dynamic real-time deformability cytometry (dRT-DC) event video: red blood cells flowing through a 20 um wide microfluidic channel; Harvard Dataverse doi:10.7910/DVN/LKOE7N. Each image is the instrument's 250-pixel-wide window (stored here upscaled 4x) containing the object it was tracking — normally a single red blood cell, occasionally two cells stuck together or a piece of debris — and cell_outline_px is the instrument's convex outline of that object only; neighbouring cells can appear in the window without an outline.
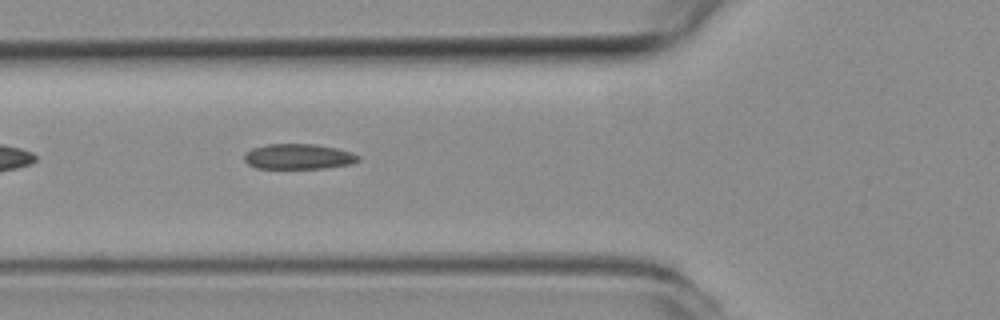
{"species": "common noctule bat (a hibernating species)", "species_latin": "Nyctalus noctula", "temperature_condition": "room temperature", "stored_images_in_passage": 36, "camera_frame_rate_fps": 3000, "um_per_image_px": 0.085, "animal": {"sex": "female", "body_mass_g": 19.3, "forearm_length_mm": 54.1}, "frame": {"image": 1, "passage_image": 6, "time_ms": 1.667, "image_size_px": [1000, 320], "cell_outline_px": [[360, 160], [352, 164], [324, 168], [256, 168], [248, 164], [244, 160], [244, 152], [252, 148], [268, 144], [316, 144], [336, 148], [352, 152], [360, 156]], "centroid_in_image_um": [25.37, 13.3], "position_along_channel_um": 100.4, "area_um2": 16.94}}
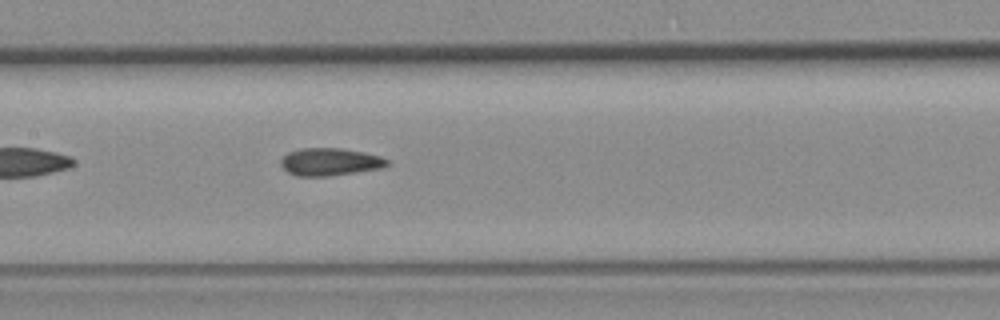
{"frame": {"image": 2, "passage_image": 12, "time_ms": 3.667, "image_size_px": [1000, 320], "cell_outline_px": [[388, 164], [380, 168], [328, 176], [296, 176], [288, 172], [280, 164], [280, 160], [288, 152], [304, 148], [340, 148], [364, 152], [380, 156], [388, 160]], "centroid_in_image_um": [28.01, 13.75], "position_along_channel_um": 179.4, "area_um2": 16.88}}
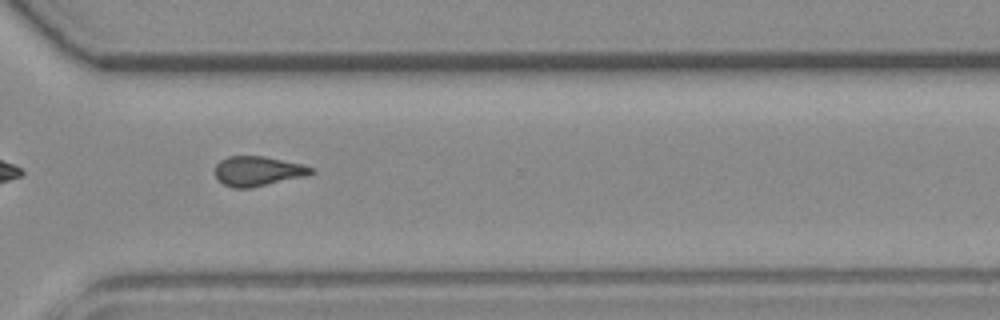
{"frame": {"image": 3, "passage_image": 25, "time_ms": 8.0, "image_size_px": [1000, 320], "cell_outline_px": [[316, 172], [304, 176], [252, 188], [232, 188], [224, 184], [216, 176], [216, 164], [220, 160], [228, 156], [264, 156], [300, 164], [312, 168]], "centroid_in_image_um": [21.9, 14.55], "position_along_channel_um": 348.7, "area_um2": 16.47}, "authors_computed_cell_mechanics": {"area_um2": 16.8776, "velocity_mm_per_s": 3.9126, "shape_relaxation_time_tau1_ms": null, "shape_relaxation_time_tau2_ms": 3.6055, "deformation_change_tau1": null, "deformation_change_tau2": 0.1287}}